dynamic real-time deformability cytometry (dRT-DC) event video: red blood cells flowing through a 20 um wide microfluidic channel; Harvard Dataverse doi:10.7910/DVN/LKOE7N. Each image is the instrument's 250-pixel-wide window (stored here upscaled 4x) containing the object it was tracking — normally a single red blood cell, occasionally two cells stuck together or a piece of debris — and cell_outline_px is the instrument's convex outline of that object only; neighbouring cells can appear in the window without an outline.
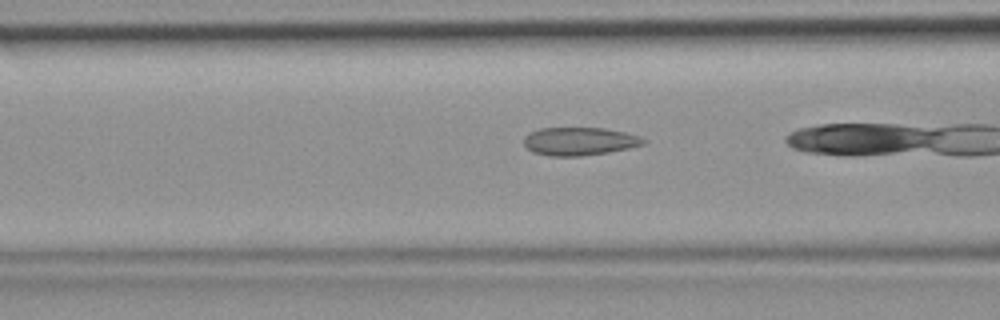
{"species": "common noctule bat (a hibernating species)", "species_latin": "Nyctalus noctula", "temperature_condition": "room temperature", "stored_images_in_passage": 31, "camera_frame_rate_fps": 3000, "um_per_image_px": 0.085, "animal": {"sex": "female", "body_mass_g": 19.9}, "frame": {"image": 1, "passage_image": 14, "time_ms": 4.333, "image_size_px": [1000, 320], "cell_outline_px": [[648, 140], [644, 144], [628, 148], [608, 152], [580, 156], [548, 156], [532, 152], [524, 144], [524, 136], [528, 132], [540, 128], [604, 128], [624, 132], [640, 136]], "centroid_in_image_um": [49.23, 12.01], "position_along_channel_um": 117.4, "area_um2": 19.65}}